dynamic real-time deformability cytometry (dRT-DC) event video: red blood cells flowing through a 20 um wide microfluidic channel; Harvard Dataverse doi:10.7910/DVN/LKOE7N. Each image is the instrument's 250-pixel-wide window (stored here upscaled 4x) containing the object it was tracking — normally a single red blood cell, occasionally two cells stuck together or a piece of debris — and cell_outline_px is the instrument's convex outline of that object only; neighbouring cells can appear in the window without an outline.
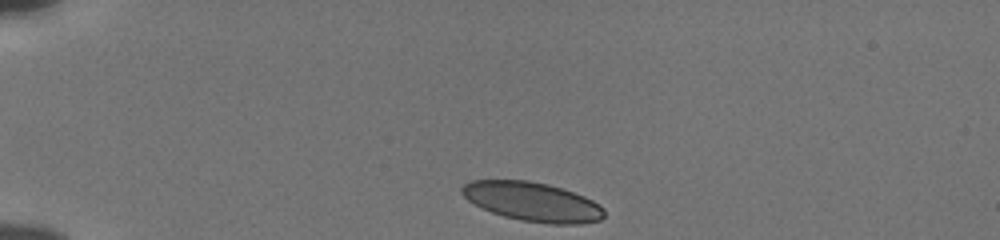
{"species": "human", "species_latin": "Homo sapiens", "temperature_condition": "cold", "stored_images_in_passage": 37, "camera_frame_rate_fps": 3000, "um_per_image_px": 0.085, "donor": {"sex": "male"}, "frame": {"image": 1, "passage_image": 1, "time_ms": 0.0, "image_size_px": [1000, 240], "cell_outline_px": [[604, 216], [600, 220], [580, 224], [552, 224], [520, 220], [504, 216], [492, 212], [468, 200], [460, 192], [460, 188], [464, 184], [472, 180], [528, 180], [548, 184], [584, 196], [600, 204], [604, 208]], "centroid_in_image_um": [45.27, 17.14], "position_along_channel_um": 39.7, "area_um2": 32.31}}
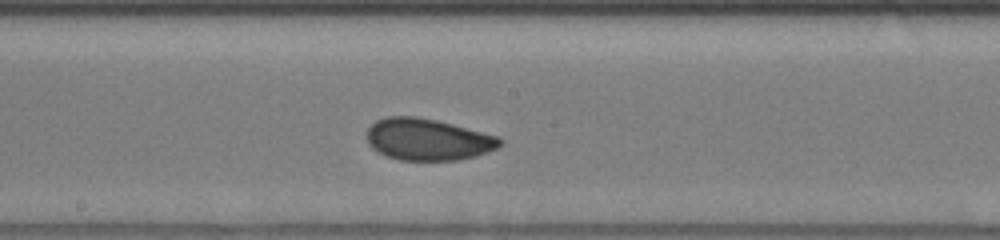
{"frame": {"image": 2, "passage_image": 19, "time_ms": 6.0, "image_size_px": [1000, 240], "cell_outline_px": [[504, 144], [488, 152], [476, 156], [456, 160], [400, 160], [388, 156], [372, 148], [368, 144], [368, 128], [376, 120], [388, 116], [416, 116], [436, 120], [452, 124], [496, 136], [504, 140]], "centroid_in_image_um": [36.37, 11.85], "position_along_channel_um": 211.8, "area_um2": 32.19}}
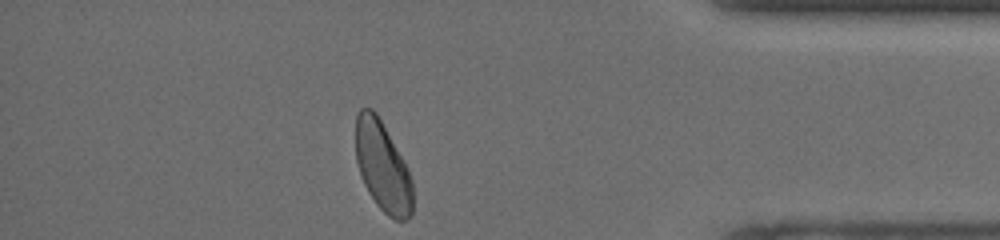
{"frame": {"image": 3, "passage_image": 36, "time_ms": 11.667, "image_size_px": [1000, 240], "cell_outline_px": [[412, 216], [404, 220], [396, 220], [388, 216], [376, 204], [368, 192], [364, 184], [356, 160], [356, 116], [360, 108], [372, 108], [376, 112], [404, 160], [408, 168], [412, 180]], "centroid_in_image_um": [32.53, 14.17], "position_along_channel_um": 402.7, "area_um2": 29.88}, "authors_computed_cell_mechanics": {"area_um2": 31.9634, "velocity_mm_per_s": 3.8168, "shape_relaxation_time_tau1_ms": 4.5631, "shape_relaxation_time_tau2_ms": 1.0743, "deformation_change_tau1": 0.0986, "deformation_change_tau2": 0.0623}}